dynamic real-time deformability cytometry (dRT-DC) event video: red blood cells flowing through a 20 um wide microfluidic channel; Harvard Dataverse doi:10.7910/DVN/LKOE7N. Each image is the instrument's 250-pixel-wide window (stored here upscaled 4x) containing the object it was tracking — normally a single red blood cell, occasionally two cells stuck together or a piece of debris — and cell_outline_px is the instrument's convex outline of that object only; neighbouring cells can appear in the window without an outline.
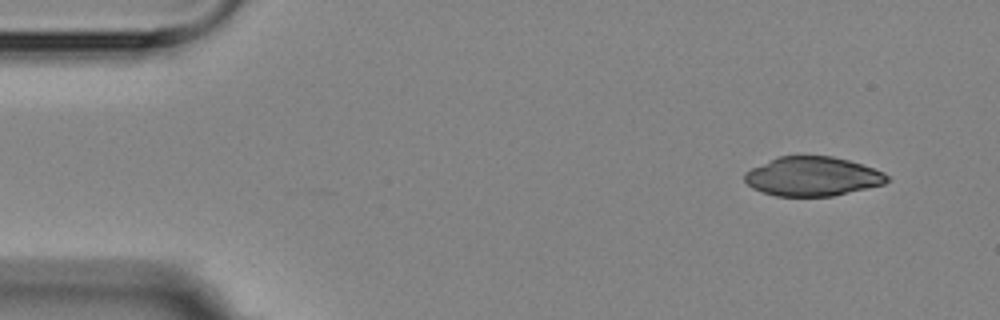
{"species": "Egyptian fruit bat (a non-hibernating species)", "species_latin": "Rousettus aegyptiacus", "temperature_condition": "room temperature", "stored_images_in_passage": 4, "camera_frame_rate_fps": 3000, "um_per_image_px": 0.085, "animal": {"sex": "female"}, "frame": {"image": 1, "passage_image": 1, "time_ms": 0.0, "image_size_px": [1000, 320], "cell_outline_px": [[892, 180], [884, 184], [832, 196], [776, 196], [752, 188], [744, 180], [744, 172], [776, 156], [832, 156], [848, 160], [884, 172]], "centroid_in_image_um": [69.06, 14.99], "position_along_channel_um": 15.9, "area_um2": 32.48}}